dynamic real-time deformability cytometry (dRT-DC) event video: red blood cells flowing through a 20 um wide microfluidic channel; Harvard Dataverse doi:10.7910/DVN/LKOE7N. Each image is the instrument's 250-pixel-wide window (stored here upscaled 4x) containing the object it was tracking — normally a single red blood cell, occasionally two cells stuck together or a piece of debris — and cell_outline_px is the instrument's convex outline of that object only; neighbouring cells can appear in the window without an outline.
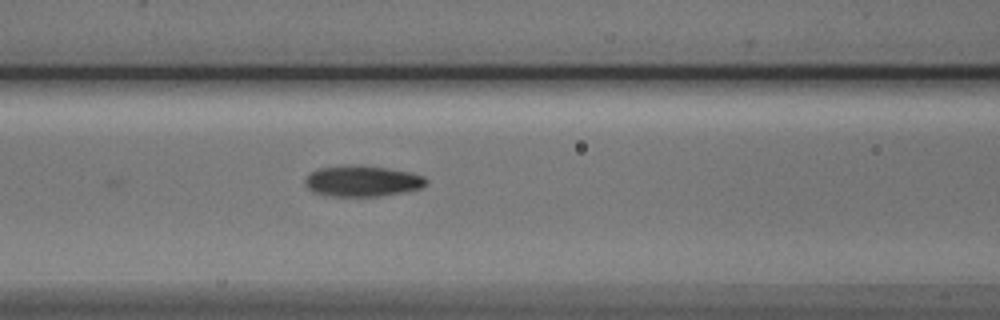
{"species": "Egyptian fruit bat (a non-hibernating species)", "species_latin": "Rousettus aegyptiacus", "temperature_condition": "cold", "stored_images_in_passage": 4, "camera_frame_rate_fps": 3000, "um_per_image_px": 0.085, "animal": {"sex": "male"}, "frame": {"image": 1, "passage_image": 4, "time_ms": 3.667, "image_size_px": [1000, 320], "cell_outline_px": [[428, 180], [420, 188], [404, 192], [380, 196], [328, 196], [312, 192], [304, 184], [304, 180], [316, 168], [344, 164], [388, 168], [412, 172], [424, 176]], "centroid_in_image_um": [30.76, 15.38], "position_along_channel_um": 135.8, "area_um2": 22.02}}